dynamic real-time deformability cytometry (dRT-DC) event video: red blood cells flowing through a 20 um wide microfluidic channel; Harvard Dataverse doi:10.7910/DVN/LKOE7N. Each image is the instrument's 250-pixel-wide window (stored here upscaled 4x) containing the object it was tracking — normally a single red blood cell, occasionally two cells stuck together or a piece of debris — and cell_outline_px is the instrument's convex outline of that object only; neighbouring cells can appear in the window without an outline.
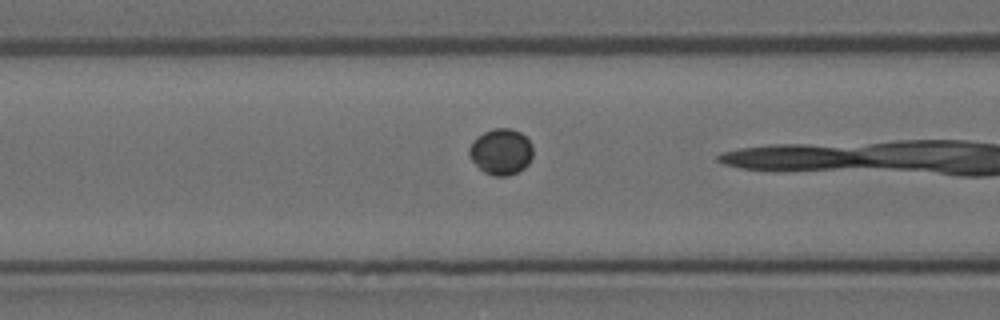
{"species": "Egyptian fruit bat (a non-hibernating species)", "species_latin": "Rousettus aegyptiacus", "temperature_condition": "room temperature", "stored_images_in_passage": 19, "camera_frame_rate_fps": 3000, "um_per_image_px": 0.085, "animal": {"sex": "female"}, "frame": {"image": 1, "passage_image": 18, "time_ms": 5.667, "image_size_px": [1000, 320], "cell_outline_px": [[532, 156], [528, 164], [520, 172], [508, 176], [492, 176], [484, 172], [468, 156], [468, 148], [476, 136], [492, 128], [512, 128], [520, 132], [532, 144]], "centroid_in_image_um": [42.58, 12.9], "position_along_channel_um": 124.0, "area_um2": 17.34}}